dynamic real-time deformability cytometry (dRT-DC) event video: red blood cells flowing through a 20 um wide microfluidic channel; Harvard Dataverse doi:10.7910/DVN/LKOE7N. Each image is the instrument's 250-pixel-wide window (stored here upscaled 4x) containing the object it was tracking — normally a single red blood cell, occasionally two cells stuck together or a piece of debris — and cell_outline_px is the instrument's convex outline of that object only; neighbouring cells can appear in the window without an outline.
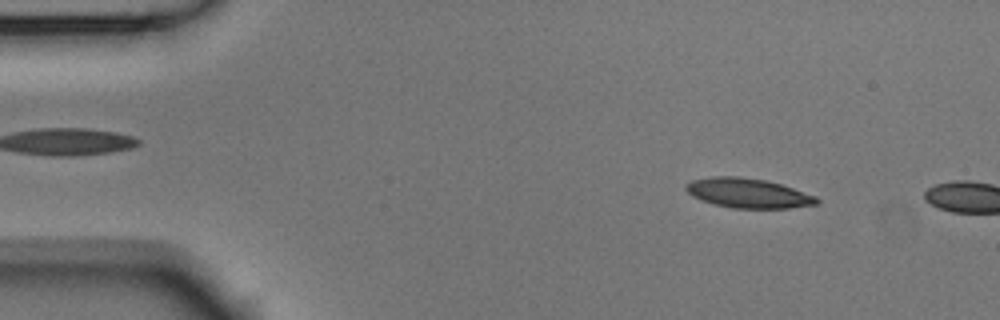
{"species": "Egyptian fruit bat (a non-hibernating species)", "species_latin": "Rousettus aegyptiacus", "temperature_condition": "room temperature", "stored_images_in_passage": 9, "camera_frame_rate_fps": 3000, "um_per_image_px": 0.085, "animal": {"sex": "male"}, "frame": {"image": 1, "passage_image": 6, "time_ms": 1.667, "image_size_px": [1000, 320], "cell_outline_px": [[820, 200], [816, 204], [788, 208], [732, 208], [716, 204], [692, 196], [684, 188], [684, 184], [692, 180], [712, 176], [740, 176], [764, 180], [780, 184], [816, 196]], "centroid_in_image_um": [63.56, 16.4], "position_along_channel_um": 21.4, "area_um2": 22.37}}